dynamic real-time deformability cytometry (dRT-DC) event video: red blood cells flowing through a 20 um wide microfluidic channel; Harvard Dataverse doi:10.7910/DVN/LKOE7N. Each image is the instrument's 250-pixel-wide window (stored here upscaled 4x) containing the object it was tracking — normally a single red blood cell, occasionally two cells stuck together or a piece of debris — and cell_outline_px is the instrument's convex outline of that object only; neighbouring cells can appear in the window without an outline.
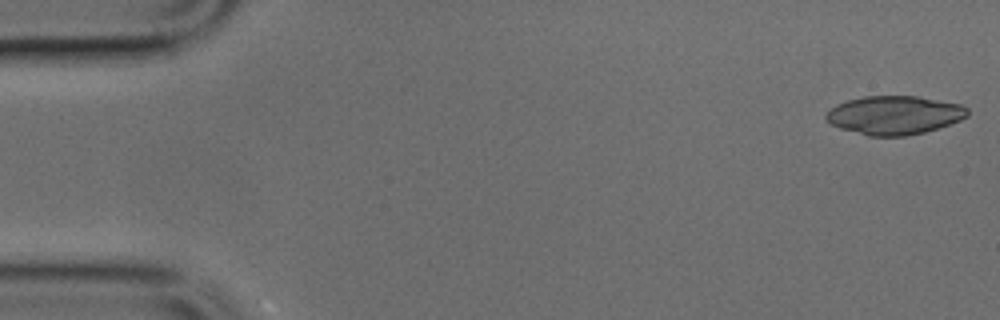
{"species": "common noctule bat (a hibernating species)", "species_latin": "Nyctalus noctula", "temperature_condition": "cold", "stored_images_in_passage": 44, "camera_frame_rate_fps": 3000, "um_per_image_px": 0.085, "animal": {"sex": "male", "body_mass_g": 17.9, "forearm_length_mm": 54.2}, "frame": {"image": 1, "passage_image": 1, "time_ms": 0.0, "image_size_px": [1000, 320], "cell_outline_px": [[968, 116], [960, 120], [924, 132], [904, 136], [868, 136], [840, 128], [832, 124], [824, 116], [836, 104], [848, 100], [864, 96], [916, 96], [960, 104], [968, 108]], "centroid_in_image_um": [76.02, 9.78], "position_along_channel_um": 9.0, "area_um2": 31.56}}